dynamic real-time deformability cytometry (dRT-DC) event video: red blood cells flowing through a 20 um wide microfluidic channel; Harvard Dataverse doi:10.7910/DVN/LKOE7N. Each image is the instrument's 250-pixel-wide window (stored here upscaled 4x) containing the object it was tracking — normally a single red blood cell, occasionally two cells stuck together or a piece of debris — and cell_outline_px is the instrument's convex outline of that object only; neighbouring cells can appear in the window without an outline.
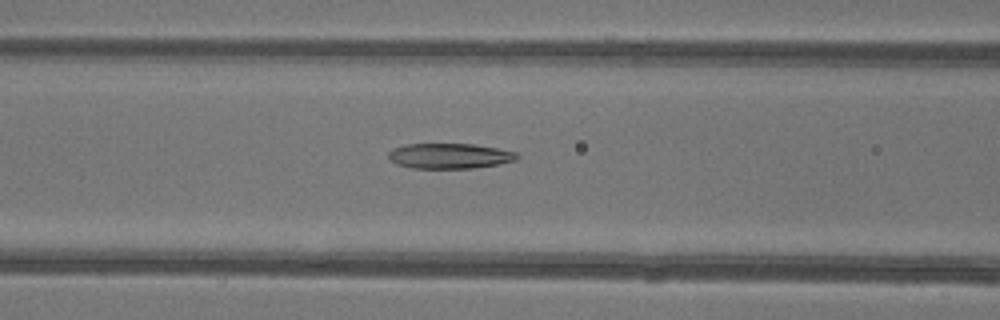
{"species": "common noctule bat (a hibernating species)", "species_latin": "Nyctalus noctula", "temperature_condition": "warm", "stored_images_in_passage": 50, "camera_frame_rate_fps": 3000, "um_per_image_px": 0.085, "animal": {"sex": "female"}, "frame": {"image": 1, "passage_image": 22, "time_ms": 7.0, "image_size_px": [1000, 320], "cell_outline_px": [[520, 156], [516, 160], [500, 164], [472, 168], [412, 168], [396, 164], [388, 156], [388, 152], [392, 148], [408, 144], [476, 144], [516, 152]], "centroid_in_image_um": [38.23, 13.25], "position_along_channel_um": 128.4, "area_um2": 18.96}}
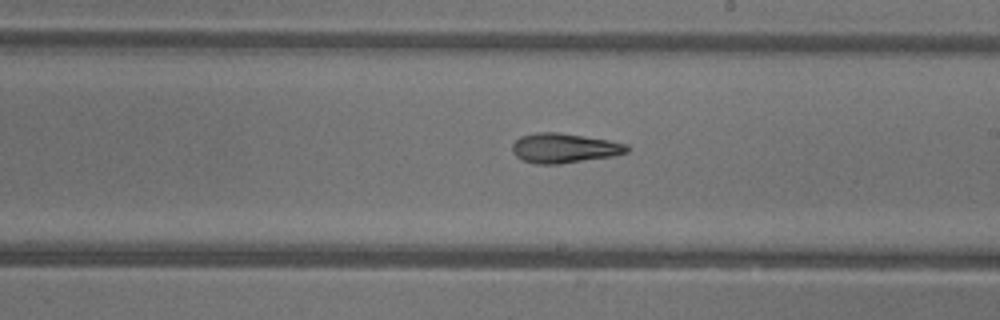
{"frame": {"image": 2, "passage_image": 30, "time_ms": 9.667, "image_size_px": [1000, 320], "cell_outline_px": [[628, 152], [612, 156], [560, 164], [536, 164], [524, 160], [516, 156], [512, 152], [512, 144], [520, 136], [536, 132], [560, 132], [608, 140], [628, 144]], "centroid_in_image_um": [47.94, 12.58], "position_along_channel_um": 241.1, "area_um2": 19.83}}
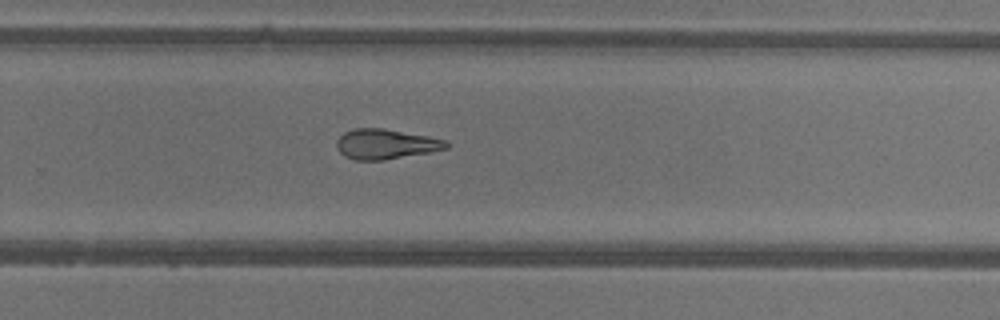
{"frame": {"image": 3, "passage_image": 34, "time_ms": 11.0, "image_size_px": [1000, 320], "cell_outline_px": [[452, 144], [448, 148], [428, 152], [384, 160], [356, 160], [344, 156], [340, 152], [336, 144], [336, 140], [344, 132], [352, 128], [384, 128], [428, 136], [448, 140]], "centroid_in_image_um": [32.8, 12.24], "position_along_channel_um": 297.0, "area_um2": 19.31}, "authors_computed_cell_mechanics": {"area_um2": 21.0103, "velocity_mm_per_s": 4.2234, "shape_relaxation_time_tau1_ms": null, "shape_relaxation_time_tau2_ms": 3.6981, "deformation_change_tau1": null, "deformation_change_tau2": 0.1376}}